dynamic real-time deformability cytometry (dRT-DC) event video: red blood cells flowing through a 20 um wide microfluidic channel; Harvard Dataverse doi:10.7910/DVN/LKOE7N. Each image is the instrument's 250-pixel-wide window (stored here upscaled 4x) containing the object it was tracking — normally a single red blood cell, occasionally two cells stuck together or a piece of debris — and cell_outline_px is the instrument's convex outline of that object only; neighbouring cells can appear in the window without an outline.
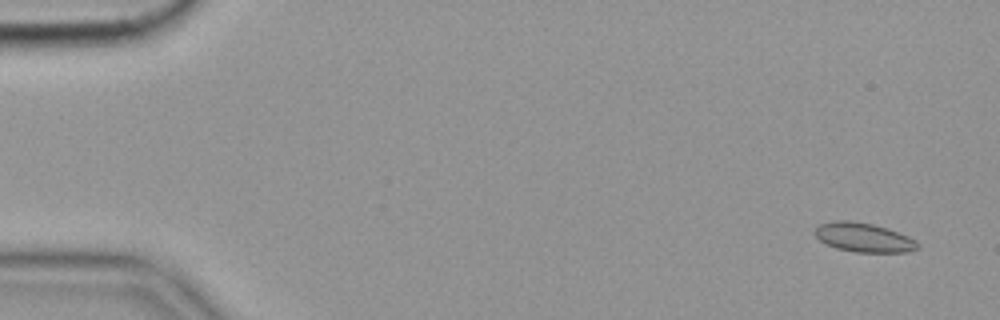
{"species": "common noctule bat (a hibernating species)", "species_latin": "Nyctalus noctula", "temperature_condition": "cold", "stored_images_in_passage": 58, "camera_frame_rate_fps": 3000, "um_per_image_px": 0.085, "animal": {"sex": "female", "body_mass_g": 19.9}, "frame": {"image": 1, "passage_image": 3, "time_ms": 0.667, "image_size_px": [1000, 320], "cell_outline_px": [[920, 248], [908, 252], [856, 252], [836, 248], [820, 240], [812, 232], [820, 224], [832, 220], [852, 220], [872, 224], [888, 228], [908, 236], [916, 240], [920, 244]], "centroid_in_image_um": [73.43, 20.17], "position_along_channel_um": 11.6, "area_um2": 17.63}}
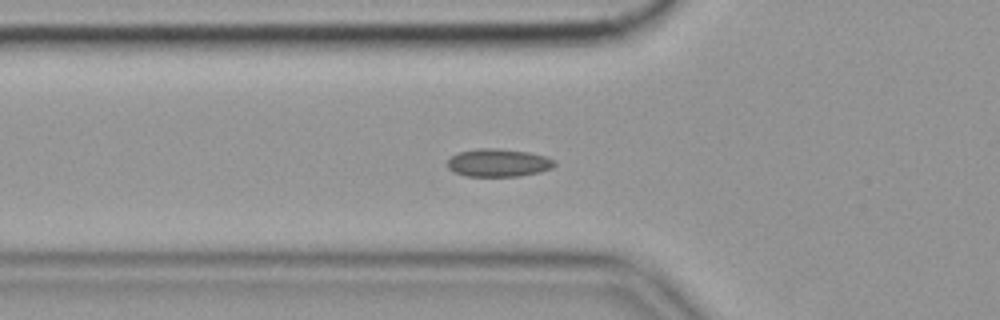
{"frame": {"image": 2, "passage_image": 20, "time_ms": 6.333, "image_size_px": [1000, 320], "cell_outline_px": [[556, 164], [552, 168], [540, 172], [520, 176], [468, 176], [456, 172], [448, 168], [448, 160], [452, 156], [460, 152], [476, 148], [496, 148], [528, 152], [544, 156], [556, 160]], "centroid_in_image_um": [42.39, 13.83], "position_along_channel_um": 83.4, "area_um2": 17.34}}
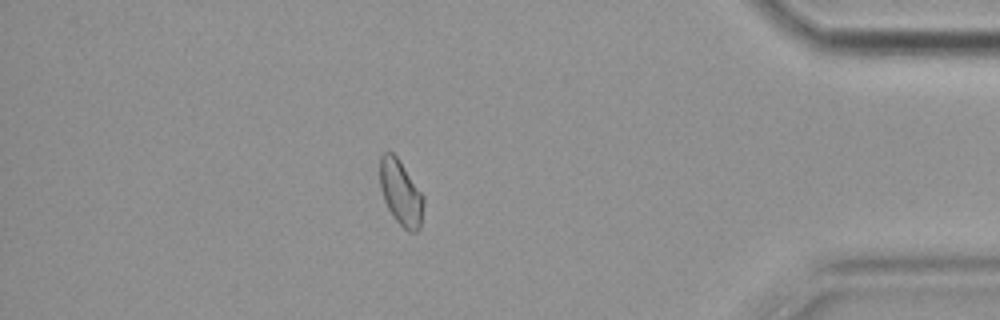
{"frame": {"image": 3, "passage_image": 50, "time_ms": 16.333, "image_size_px": [1000, 320], "cell_outline_px": [[424, 204], [420, 228], [416, 232], [408, 232], [396, 220], [388, 208], [384, 200], [380, 188], [380, 156], [384, 152], [392, 152], [396, 156], [424, 196]], "centroid_in_image_um": [34.07, 16.4], "position_along_channel_um": 401.1, "area_um2": 16.47}, "authors_computed_cell_mechanics": {"area_um2": 16.8776, "velocity_mm_per_s": 3.5384, "shape_relaxation_time_tau1_ms": 10.8731, "shape_relaxation_time_tau2_ms": 2.5187, "deformation_change_tau1": 0.079, "deformation_change_tau2": 0.0605}}